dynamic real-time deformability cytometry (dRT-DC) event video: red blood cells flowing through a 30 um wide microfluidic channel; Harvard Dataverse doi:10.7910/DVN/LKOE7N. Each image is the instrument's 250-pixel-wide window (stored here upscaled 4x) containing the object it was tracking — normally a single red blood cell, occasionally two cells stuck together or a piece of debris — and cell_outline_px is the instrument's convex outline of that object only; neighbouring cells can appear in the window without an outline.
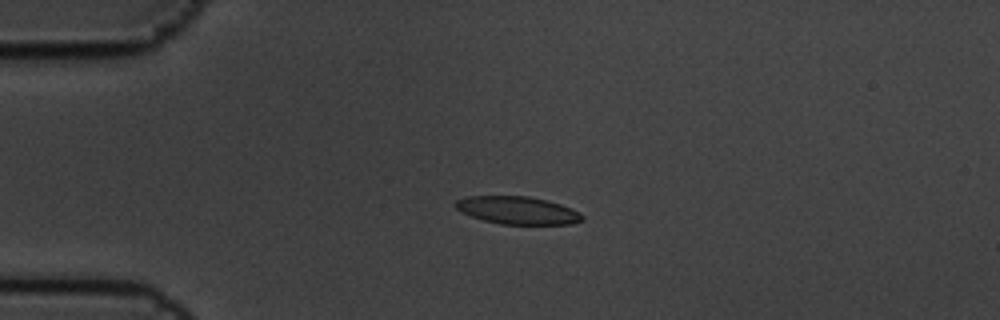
{"species": "common noctule bat (a hibernating species)", "species_latin": "Nyctalus noctula", "temperature_condition": "cold", "stored_images_in_passage": 5, "camera_frame_rate_fps": 3000, "um_per_image_px": 0.085, "animal": {"sex": "male", "body_mass_g": 19.5, "forearm_length_mm": 54.6}, "frame": {"image": 1, "passage_image": 4, "time_ms": 1.0, "image_size_px": [1000, 320], "cell_outline_px": [[584, 220], [572, 224], [500, 224], [484, 220], [460, 212], [452, 204], [456, 200], [468, 196], [528, 196], [548, 200], [572, 208], [584, 216]], "centroid_in_image_um": [43.99, 17.87], "position_along_channel_um": 41.0, "area_um2": 20.58}}